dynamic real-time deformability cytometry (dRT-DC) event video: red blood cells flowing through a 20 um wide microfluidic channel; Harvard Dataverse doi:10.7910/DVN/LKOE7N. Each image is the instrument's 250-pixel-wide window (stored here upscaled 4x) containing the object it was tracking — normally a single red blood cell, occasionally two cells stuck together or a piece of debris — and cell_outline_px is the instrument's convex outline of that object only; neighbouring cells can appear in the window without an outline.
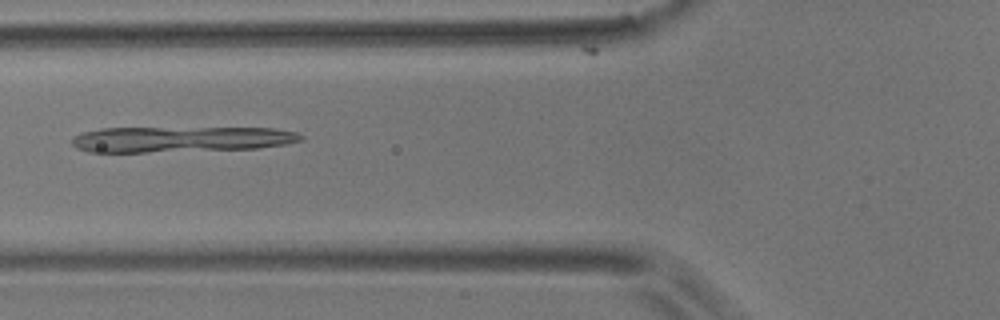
{"species": "common noctule bat (a hibernating species)", "species_latin": "Nyctalus noctula", "temperature_condition": "room temperature", "stored_images_in_passage": 7, "camera_frame_rate_fps": 3000, "um_per_image_px": 0.085, "animal": {"sex": "male", "body_mass_g": 17.9}, "frame": {"image": 1, "passage_image": 5, "time_ms": 5.667, "image_size_px": [1000, 320], "cell_outline_px": [[304, 140], [284, 144], [260, 148], [148, 152], [88, 152], [76, 148], [72, 144], [72, 136], [84, 132], [100, 128], [272, 128], [296, 132], [304, 136]], "centroid_in_image_um": [15.35, 11.84], "position_along_channel_um": 110.4, "area_um2": 34.33}}
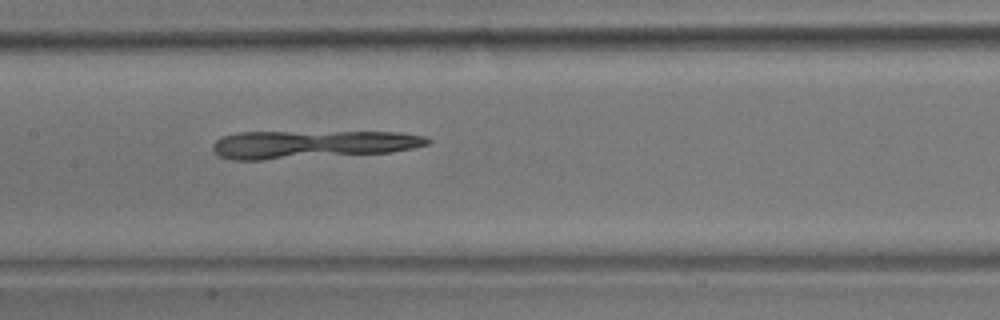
{"frame": {"image": 2, "passage_image": 7, "time_ms": 7.667, "image_size_px": [1000, 320], "cell_outline_px": [[432, 144], [392, 152], [264, 160], [232, 160], [220, 156], [212, 148], [212, 144], [220, 136], [236, 132], [400, 132], [424, 136], [432, 140]], "centroid_in_image_um": [26.52, 12.27], "position_along_channel_um": 180.9, "area_um2": 35.32}}